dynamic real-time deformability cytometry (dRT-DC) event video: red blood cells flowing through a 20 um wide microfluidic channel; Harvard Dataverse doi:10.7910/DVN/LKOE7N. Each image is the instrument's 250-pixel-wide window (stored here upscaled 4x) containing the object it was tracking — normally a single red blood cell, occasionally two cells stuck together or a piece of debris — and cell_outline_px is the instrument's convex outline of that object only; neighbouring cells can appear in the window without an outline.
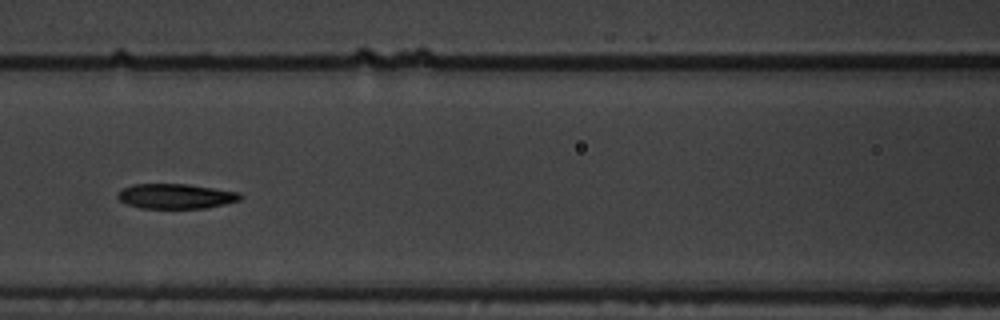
{"species": "common noctule bat (a hibernating species)", "species_latin": "Nyctalus noctula", "temperature_condition": "warm", "stored_images_in_passage": 10, "segment_of_instrument_passage": [1, 2], "camera_frame_rate_fps": 3000, "um_per_image_px": 0.085, "animal": {"sex": "male", "body_mass_g": 19.5, "forearm_length_mm": 54.6}, "frame": {"image": 1, "passage_image": 6, "time_ms": 1.667, "image_size_px": [1000, 320], "cell_outline_px": [[244, 196], [240, 200], [224, 204], [204, 208], [140, 208], [128, 204], [120, 200], [116, 196], [120, 188], [132, 184], [188, 184], [216, 188], [240, 192]], "centroid_in_image_um": [14.94, 16.66], "position_along_channel_um": 151.7, "area_um2": 17.98}}
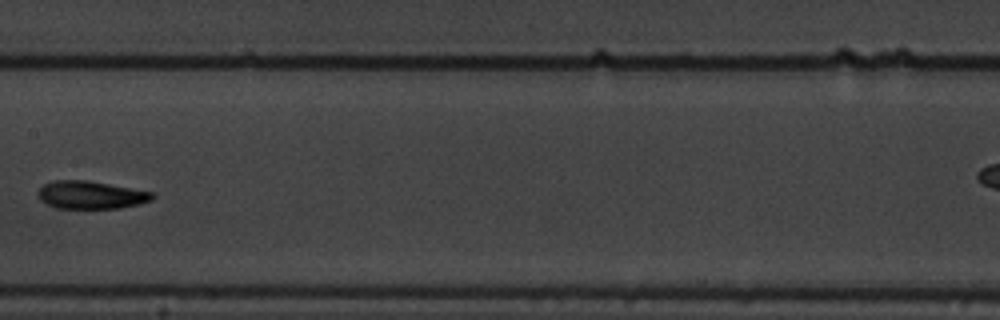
{"frame": {"image": 2, "passage_image": 7, "time_ms": 2.0, "image_size_px": [1000, 320], "cell_outline_px": [[156, 196], [152, 200], [140, 204], [120, 208], [56, 208], [40, 200], [36, 196], [36, 192], [44, 184], [52, 180], [88, 180], [152, 192]], "centroid_in_image_um": [7.7, 16.57], "position_along_channel_um": 199.7, "area_um2": 18.67}}
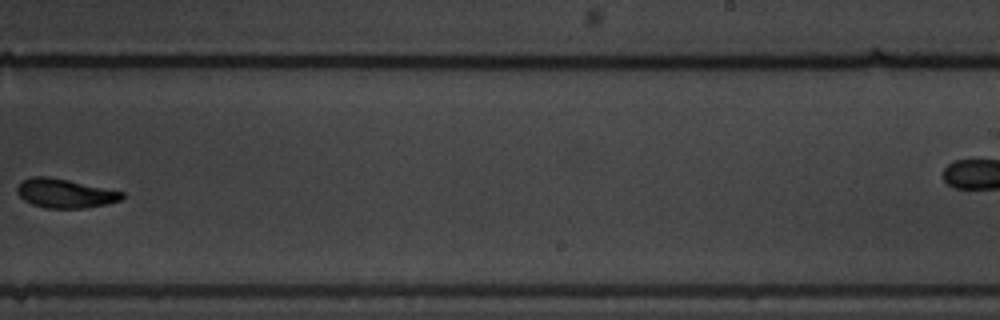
{"frame": {"image": 3, "passage_image": 9, "time_ms": 2.667, "image_size_px": [1000, 320], "cell_outline_px": [[124, 196], [120, 200], [108, 204], [84, 208], [44, 208], [32, 204], [24, 200], [16, 192], [16, 188], [20, 180], [32, 176], [48, 176], [68, 180], [124, 192]], "centroid_in_image_um": [5.48, 16.43], "position_along_channel_um": 283.5, "area_um2": 17.86}}